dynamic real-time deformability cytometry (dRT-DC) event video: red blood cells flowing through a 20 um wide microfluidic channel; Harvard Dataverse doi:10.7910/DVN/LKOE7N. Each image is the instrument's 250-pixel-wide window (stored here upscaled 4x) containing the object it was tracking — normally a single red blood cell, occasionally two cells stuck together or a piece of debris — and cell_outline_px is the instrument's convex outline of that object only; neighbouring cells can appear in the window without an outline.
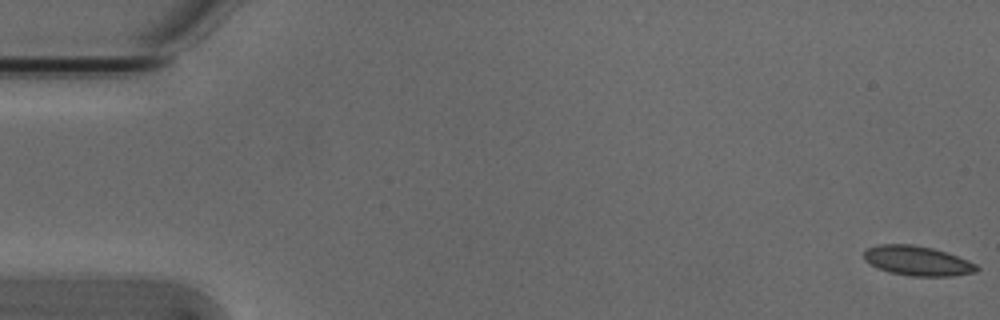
{"species": "Egyptian fruit bat (a non-hibernating species)", "species_latin": "Rousettus aegyptiacus", "temperature_condition": "cold", "stored_images_in_passage": 5, "camera_frame_rate_fps": 3000, "um_per_image_px": 0.085, "animal": {"sex": "male"}, "frame": {"image": 1, "passage_image": 1, "time_ms": 0.0, "image_size_px": [1000, 320], "cell_outline_px": [[980, 268], [976, 272], [952, 276], [912, 276], [888, 272], [876, 268], [864, 260], [864, 252], [868, 248], [880, 244], [912, 244], [932, 248], [968, 260], [976, 264]], "centroid_in_image_um": [77.96, 22.17], "position_along_channel_um": 7.0, "area_um2": 19.48}}
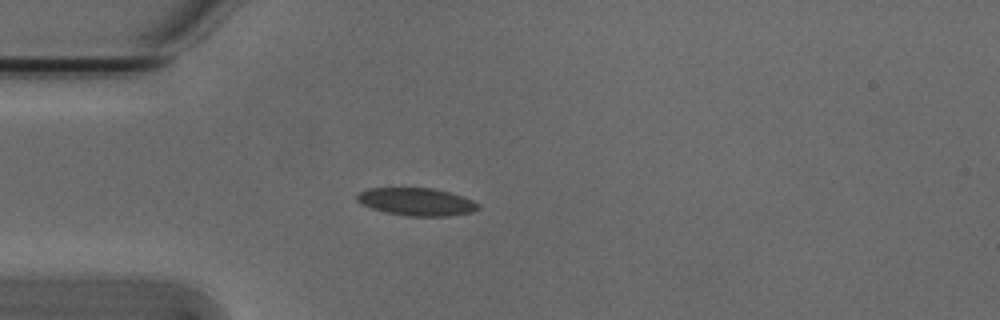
{"frame": {"image": 2, "passage_image": 5, "time_ms": 1.333, "image_size_px": [1000, 320], "cell_outline_px": [[480, 208], [472, 212], [448, 216], [408, 216], [388, 212], [372, 208], [356, 200], [356, 196], [360, 192], [368, 188], [432, 188], [448, 192], [472, 200], [480, 204]], "centroid_in_image_um": [35.43, 17.15], "position_along_channel_um": 49.6, "area_um2": 19.31}}